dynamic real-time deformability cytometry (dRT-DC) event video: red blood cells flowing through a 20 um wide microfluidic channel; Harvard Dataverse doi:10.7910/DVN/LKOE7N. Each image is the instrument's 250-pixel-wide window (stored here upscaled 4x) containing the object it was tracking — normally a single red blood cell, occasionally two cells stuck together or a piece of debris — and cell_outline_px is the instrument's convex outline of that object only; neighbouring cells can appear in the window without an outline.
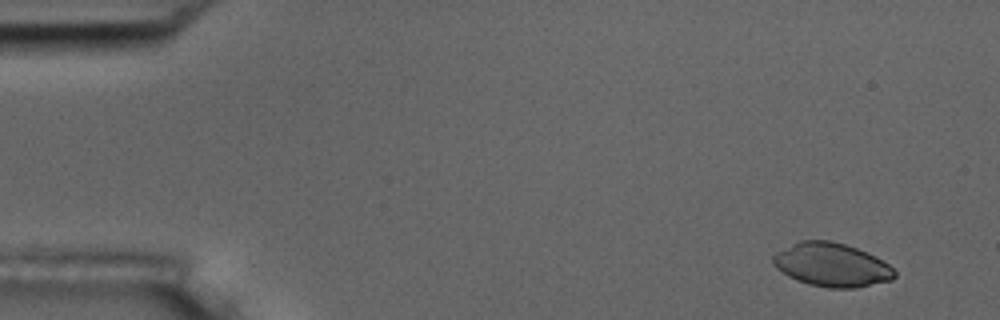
{"species": "common noctule bat (a hibernating species)", "species_latin": "Nyctalus noctula", "temperature_condition": "room temperature", "stored_images_in_passage": 4, "camera_frame_rate_fps": 3000, "um_per_image_px": 0.085, "animal": {"sex": "male", "body_mass_g": 17.5, "forearm_length_mm": 52.3}, "frame": {"image": 1, "passage_image": 1, "time_ms": 0.0, "image_size_px": [1000, 320], "cell_outline_px": [[896, 276], [892, 280], [856, 288], [828, 288], [808, 284], [796, 280], [788, 276], [776, 268], [772, 264], [772, 256], [776, 252], [800, 240], [832, 240], [856, 248], [876, 256], [888, 264], [896, 272]], "centroid_in_image_um": [70.68, 22.51], "position_along_channel_um": 14.3, "area_um2": 31.04}}